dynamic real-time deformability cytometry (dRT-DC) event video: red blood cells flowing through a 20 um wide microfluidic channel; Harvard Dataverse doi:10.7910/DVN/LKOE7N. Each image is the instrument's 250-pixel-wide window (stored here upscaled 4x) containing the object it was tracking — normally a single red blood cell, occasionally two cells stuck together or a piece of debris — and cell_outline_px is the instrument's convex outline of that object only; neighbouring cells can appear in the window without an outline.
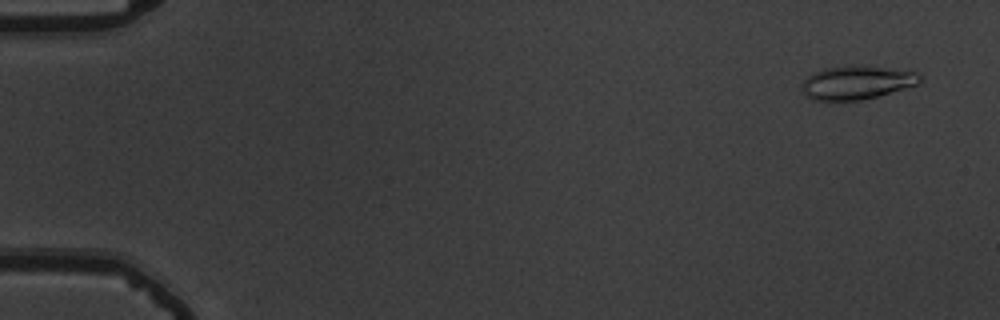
{"species": "common noctule bat (a hibernating species)", "species_latin": "Nyctalus noctula", "temperature_condition": "warm", "stored_images_in_passage": 55, "camera_frame_rate_fps": 3000, "um_per_image_px": 0.085, "animal": {"sex": "male", "body_mass_g": 19.5, "forearm_length_mm": 54.6}, "frame": {"image": 1, "passage_image": 3, "time_ms": 0.667, "image_size_px": [1000, 320], "cell_outline_px": [[920, 84], [880, 96], [860, 100], [812, 100], [800, 92], [800, 84], [812, 72], [824, 68], [844, 64], [860, 64], [916, 72], [920, 76]], "centroid_in_image_um": [72.77, 7.0], "position_along_channel_um": 12.2, "area_um2": 23.76}}
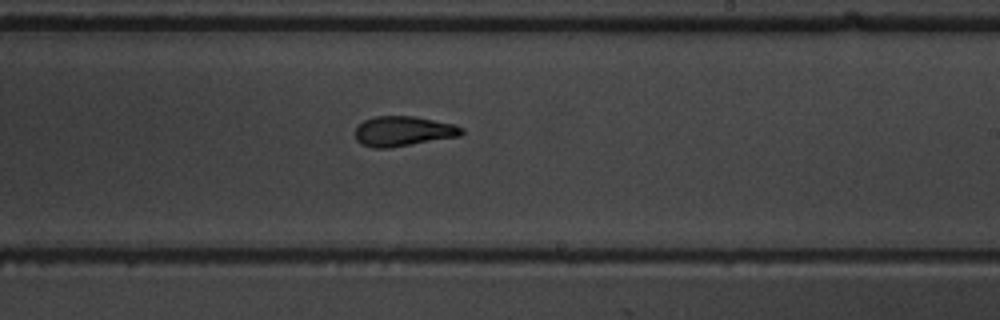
{"frame": {"image": 2, "passage_image": 34, "time_ms": 11.0, "image_size_px": [1000, 320], "cell_outline_px": [[464, 132], [460, 136], [388, 148], [372, 148], [360, 144], [356, 140], [356, 128], [364, 120], [376, 116], [412, 116], [456, 124], [464, 128]], "centroid_in_image_um": [34.29, 11.15], "position_along_channel_um": 254.7, "area_um2": 18.61}}
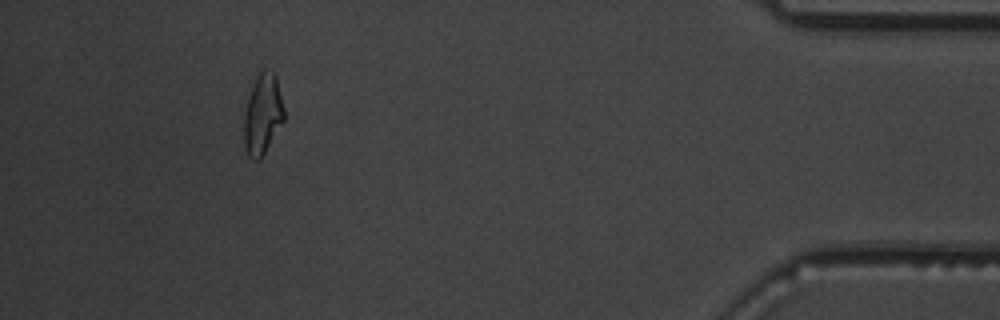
{"frame": {"image": 3, "passage_image": 51, "time_ms": 16.667, "image_size_px": [1000, 320], "cell_outline_px": [[284, 120], [260, 160], [252, 160], [248, 156], [244, 148], [244, 112], [248, 96], [252, 84], [256, 76], [264, 68], [272, 68], [276, 76], [284, 108]], "centroid_in_image_um": [22.31, 9.69], "position_along_channel_um": 412.9, "area_um2": 19.07}, "authors_computed_cell_mechanics": {"area_um2": 19.3052, "velocity_mm_per_s": 3.745, "shape_relaxation_time_tau1_ms": 5.7127, "shape_relaxation_time_tau2_ms": 4.7082, "deformation_change_tau1": 0.2069, "deformation_change_tau2": 0.1199}}